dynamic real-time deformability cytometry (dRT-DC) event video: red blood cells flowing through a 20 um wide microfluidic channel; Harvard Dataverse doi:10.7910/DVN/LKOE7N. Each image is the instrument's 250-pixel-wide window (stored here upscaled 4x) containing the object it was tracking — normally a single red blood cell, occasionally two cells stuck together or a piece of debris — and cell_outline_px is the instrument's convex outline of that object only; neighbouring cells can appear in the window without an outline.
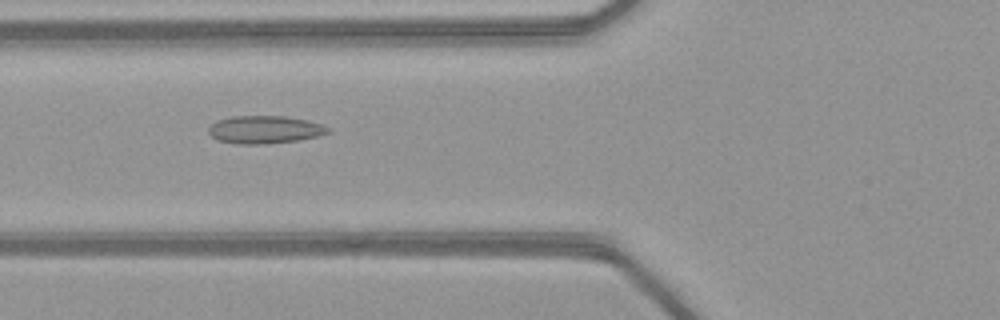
{"species": "common noctule bat (a hibernating species)", "species_latin": "Nyctalus noctula", "temperature_condition": "warm", "stored_images_in_passage": 52, "camera_frame_rate_fps": 3000, "um_per_image_px": 0.085, "animal": {"sex": "female", "body_mass_g": 21.9}, "frame": {"image": 1, "passage_image": 21, "time_ms": 6.667, "image_size_px": [1000, 320], "cell_outline_px": [[332, 132], [316, 136], [296, 140], [268, 144], [236, 144], [216, 140], [208, 132], [208, 128], [216, 120], [232, 116], [284, 116], [308, 120], [332, 128]], "centroid_in_image_um": [22.49, 11.02], "position_along_channel_um": 103.3, "area_um2": 19.48}}
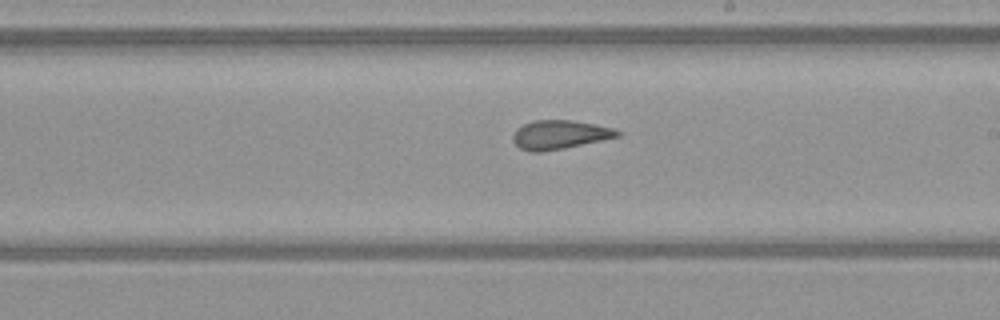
{"frame": {"image": 2, "passage_image": 31, "time_ms": 10.0, "image_size_px": [1000, 320], "cell_outline_px": [[620, 136], [564, 148], [540, 152], [528, 152], [520, 148], [512, 140], [512, 136], [516, 128], [524, 124], [536, 120], [572, 120], [596, 124], [612, 128], [620, 132]], "centroid_in_image_um": [47.53, 11.45], "position_along_channel_um": 241.5, "area_um2": 17.51}}
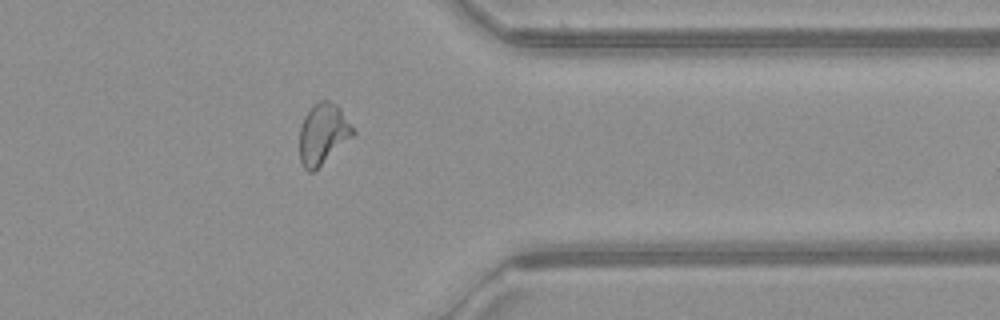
{"frame": {"image": 3, "passage_image": 42, "time_ms": 13.667, "image_size_px": [1000, 320], "cell_outline_px": [[356, 132], [352, 136], [312, 172], [308, 172], [304, 168], [300, 160], [300, 128], [304, 116], [312, 104], [320, 100], [328, 100], [336, 104], [340, 108]], "centroid_in_image_um": [27.43, 11.34], "position_along_channel_um": 384.0, "area_um2": 18.61}, "authors_computed_cell_mechanics": {"area_um2": 19.7098, "velocity_mm_per_s": 4.1227, "shape_relaxation_time_tau1_ms": null, "shape_relaxation_time_tau2_ms": 1.3483, "deformation_change_tau1": null, "deformation_change_tau2": 0.1016}}